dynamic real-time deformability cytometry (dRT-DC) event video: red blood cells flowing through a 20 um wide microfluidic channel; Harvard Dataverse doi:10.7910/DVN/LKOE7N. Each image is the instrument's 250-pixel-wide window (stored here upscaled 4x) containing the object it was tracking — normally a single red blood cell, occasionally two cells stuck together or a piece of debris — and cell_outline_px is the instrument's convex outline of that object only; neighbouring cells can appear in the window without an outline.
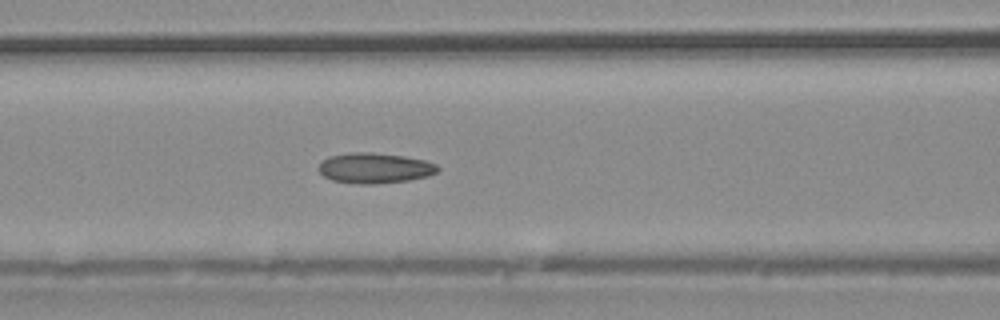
{"species": "common noctule bat (a hibernating species)", "species_latin": "Nyctalus noctula", "temperature_condition": "warm", "stored_images_in_passage": 28, "camera_frame_rate_fps": 3000, "um_per_image_px": 0.085, "animal": {"sex": "male", "body_mass_g": 20.4}, "frame": {"image": 1, "passage_image": 5, "time_ms": 1.333, "image_size_px": [1000, 320], "cell_outline_px": [[440, 168], [436, 172], [428, 176], [408, 180], [372, 184], [360, 184], [332, 180], [324, 176], [316, 168], [320, 160], [328, 156], [348, 152], [372, 152], [404, 156], [424, 160], [436, 164]], "centroid_in_image_um": [31.79, 14.27], "position_along_channel_um": 134.8, "area_um2": 21.27}}
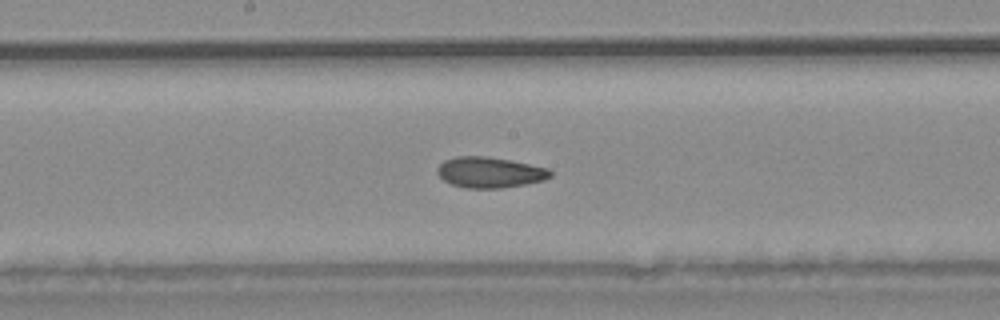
{"frame": {"image": 2, "passage_image": 9, "time_ms": 2.667, "image_size_px": [1000, 320], "cell_outline_px": [[552, 176], [544, 180], [504, 188], [464, 188], [452, 184], [444, 180], [436, 172], [436, 168], [444, 160], [456, 156], [488, 156], [512, 160], [548, 168], [552, 172]], "centroid_in_image_um": [41.63, 14.64], "position_along_channel_um": 206.6, "area_um2": 20.4}}
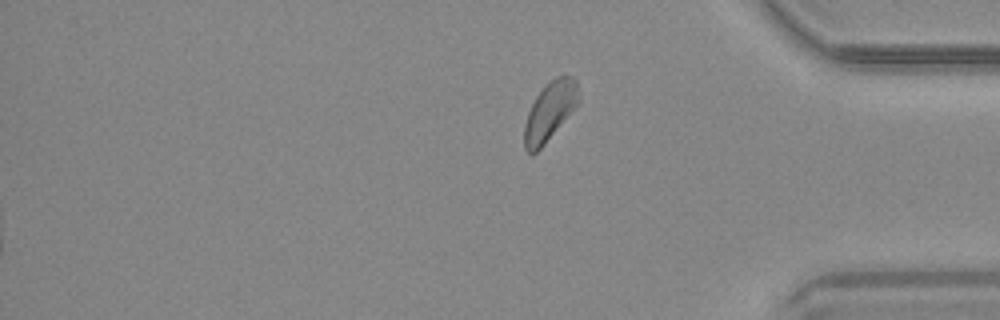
{"frame": {"image": 3, "passage_image": 28, "time_ms": 9.0, "image_size_px": [1000, 320], "cell_outline_px": [[580, 100], [544, 144], [532, 156], [524, 148], [524, 124], [528, 112], [536, 96], [556, 76], [572, 76], [576, 80], [580, 96]], "centroid_in_image_um": [46.72, 9.47], "position_along_channel_um": 388.5, "area_um2": 18.09}}